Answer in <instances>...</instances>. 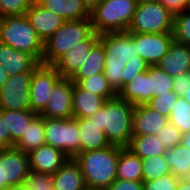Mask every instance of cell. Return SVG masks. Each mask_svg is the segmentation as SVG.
Listing matches in <instances>:
<instances>
[{
  "label": "cell",
  "instance_id": "39",
  "mask_svg": "<svg viewBox=\"0 0 190 190\" xmlns=\"http://www.w3.org/2000/svg\"><path fill=\"white\" fill-rule=\"evenodd\" d=\"M31 3L30 0H0V17L25 14Z\"/></svg>",
  "mask_w": 190,
  "mask_h": 190
},
{
  "label": "cell",
  "instance_id": "28",
  "mask_svg": "<svg viewBox=\"0 0 190 190\" xmlns=\"http://www.w3.org/2000/svg\"><path fill=\"white\" fill-rule=\"evenodd\" d=\"M45 142V129L44 117L37 115L28 125L27 130L24 132L20 140L13 146L14 148L30 153L32 150L37 149Z\"/></svg>",
  "mask_w": 190,
  "mask_h": 190
},
{
  "label": "cell",
  "instance_id": "41",
  "mask_svg": "<svg viewBox=\"0 0 190 190\" xmlns=\"http://www.w3.org/2000/svg\"><path fill=\"white\" fill-rule=\"evenodd\" d=\"M106 190H143V182L116 179Z\"/></svg>",
  "mask_w": 190,
  "mask_h": 190
},
{
  "label": "cell",
  "instance_id": "36",
  "mask_svg": "<svg viewBox=\"0 0 190 190\" xmlns=\"http://www.w3.org/2000/svg\"><path fill=\"white\" fill-rule=\"evenodd\" d=\"M178 97L177 93L174 90H171L152 97L147 105L161 115H166L168 117Z\"/></svg>",
  "mask_w": 190,
  "mask_h": 190
},
{
  "label": "cell",
  "instance_id": "51",
  "mask_svg": "<svg viewBox=\"0 0 190 190\" xmlns=\"http://www.w3.org/2000/svg\"><path fill=\"white\" fill-rule=\"evenodd\" d=\"M137 4H147V3H154L159 2V0H136Z\"/></svg>",
  "mask_w": 190,
  "mask_h": 190
},
{
  "label": "cell",
  "instance_id": "13",
  "mask_svg": "<svg viewBox=\"0 0 190 190\" xmlns=\"http://www.w3.org/2000/svg\"><path fill=\"white\" fill-rule=\"evenodd\" d=\"M73 82L61 78L52 88L49 101L39 114L46 118H71L73 114Z\"/></svg>",
  "mask_w": 190,
  "mask_h": 190
},
{
  "label": "cell",
  "instance_id": "6",
  "mask_svg": "<svg viewBox=\"0 0 190 190\" xmlns=\"http://www.w3.org/2000/svg\"><path fill=\"white\" fill-rule=\"evenodd\" d=\"M93 32L90 18L65 21L44 43L41 64L54 65L71 47L85 41Z\"/></svg>",
  "mask_w": 190,
  "mask_h": 190
},
{
  "label": "cell",
  "instance_id": "49",
  "mask_svg": "<svg viewBox=\"0 0 190 190\" xmlns=\"http://www.w3.org/2000/svg\"><path fill=\"white\" fill-rule=\"evenodd\" d=\"M7 190H29V188L24 183L13 187H9Z\"/></svg>",
  "mask_w": 190,
  "mask_h": 190
},
{
  "label": "cell",
  "instance_id": "22",
  "mask_svg": "<svg viewBox=\"0 0 190 190\" xmlns=\"http://www.w3.org/2000/svg\"><path fill=\"white\" fill-rule=\"evenodd\" d=\"M52 177L54 190H85L87 188L81 168L74 158H69Z\"/></svg>",
  "mask_w": 190,
  "mask_h": 190
},
{
  "label": "cell",
  "instance_id": "18",
  "mask_svg": "<svg viewBox=\"0 0 190 190\" xmlns=\"http://www.w3.org/2000/svg\"><path fill=\"white\" fill-rule=\"evenodd\" d=\"M0 64L7 74L12 76L23 72H33L41 63L28 53L0 43Z\"/></svg>",
  "mask_w": 190,
  "mask_h": 190
},
{
  "label": "cell",
  "instance_id": "45",
  "mask_svg": "<svg viewBox=\"0 0 190 190\" xmlns=\"http://www.w3.org/2000/svg\"><path fill=\"white\" fill-rule=\"evenodd\" d=\"M176 190H190V179L179 178Z\"/></svg>",
  "mask_w": 190,
  "mask_h": 190
},
{
  "label": "cell",
  "instance_id": "38",
  "mask_svg": "<svg viewBox=\"0 0 190 190\" xmlns=\"http://www.w3.org/2000/svg\"><path fill=\"white\" fill-rule=\"evenodd\" d=\"M156 135L167 149L182 144L183 133L169 121Z\"/></svg>",
  "mask_w": 190,
  "mask_h": 190
},
{
  "label": "cell",
  "instance_id": "42",
  "mask_svg": "<svg viewBox=\"0 0 190 190\" xmlns=\"http://www.w3.org/2000/svg\"><path fill=\"white\" fill-rule=\"evenodd\" d=\"M190 86V72L181 73L178 76L173 77V90L178 96H183L184 91Z\"/></svg>",
  "mask_w": 190,
  "mask_h": 190
},
{
  "label": "cell",
  "instance_id": "17",
  "mask_svg": "<svg viewBox=\"0 0 190 190\" xmlns=\"http://www.w3.org/2000/svg\"><path fill=\"white\" fill-rule=\"evenodd\" d=\"M166 115H161L147 104L137 105L133 108V135H155L168 122Z\"/></svg>",
  "mask_w": 190,
  "mask_h": 190
},
{
  "label": "cell",
  "instance_id": "12",
  "mask_svg": "<svg viewBox=\"0 0 190 190\" xmlns=\"http://www.w3.org/2000/svg\"><path fill=\"white\" fill-rule=\"evenodd\" d=\"M128 33L135 42L138 55L143 58L150 66H154L159 63L174 41L172 32Z\"/></svg>",
  "mask_w": 190,
  "mask_h": 190
},
{
  "label": "cell",
  "instance_id": "27",
  "mask_svg": "<svg viewBox=\"0 0 190 190\" xmlns=\"http://www.w3.org/2000/svg\"><path fill=\"white\" fill-rule=\"evenodd\" d=\"M105 52L103 45L98 41L90 50L87 58L78 69L71 81L77 84L81 79L89 78L98 73H104Z\"/></svg>",
  "mask_w": 190,
  "mask_h": 190
},
{
  "label": "cell",
  "instance_id": "11",
  "mask_svg": "<svg viewBox=\"0 0 190 190\" xmlns=\"http://www.w3.org/2000/svg\"><path fill=\"white\" fill-rule=\"evenodd\" d=\"M61 75L53 65L40 64L32 73L30 80V102L32 111L40 114L49 101V95Z\"/></svg>",
  "mask_w": 190,
  "mask_h": 190
},
{
  "label": "cell",
  "instance_id": "8",
  "mask_svg": "<svg viewBox=\"0 0 190 190\" xmlns=\"http://www.w3.org/2000/svg\"><path fill=\"white\" fill-rule=\"evenodd\" d=\"M174 14L161 3L137 4L127 32L166 33L173 32Z\"/></svg>",
  "mask_w": 190,
  "mask_h": 190
},
{
  "label": "cell",
  "instance_id": "48",
  "mask_svg": "<svg viewBox=\"0 0 190 190\" xmlns=\"http://www.w3.org/2000/svg\"><path fill=\"white\" fill-rule=\"evenodd\" d=\"M182 144L190 150V132L183 134Z\"/></svg>",
  "mask_w": 190,
  "mask_h": 190
},
{
  "label": "cell",
  "instance_id": "43",
  "mask_svg": "<svg viewBox=\"0 0 190 190\" xmlns=\"http://www.w3.org/2000/svg\"><path fill=\"white\" fill-rule=\"evenodd\" d=\"M188 2L189 0H159L174 15L187 11Z\"/></svg>",
  "mask_w": 190,
  "mask_h": 190
},
{
  "label": "cell",
  "instance_id": "14",
  "mask_svg": "<svg viewBox=\"0 0 190 190\" xmlns=\"http://www.w3.org/2000/svg\"><path fill=\"white\" fill-rule=\"evenodd\" d=\"M100 34L93 32L85 41L71 47L53 66L62 78L71 79L81 67Z\"/></svg>",
  "mask_w": 190,
  "mask_h": 190
},
{
  "label": "cell",
  "instance_id": "16",
  "mask_svg": "<svg viewBox=\"0 0 190 190\" xmlns=\"http://www.w3.org/2000/svg\"><path fill=\"white\" fill-rule=\"evenodd\" d=\"M69 157L62 151L44 144L29 153L30 169L47 174H55Z\"/></svg>",
  "mask_w": 190,
  "mask_h": 190
},
{
  "label": "cell",
  "instance_id": "9",
  "mask_svg": "<svg viewBox=\"0 0 190 190\" xmlns=\"http://www.w3.org/2000/svg\"><path fill=\"white\" fill-rule=\"evenodd\" d=\"M29 171L28 153L14 147L0 151V190L24 184Z\"/></svg>",
  "mask_w": 190,
  "mask_h": 190
},
{
  "label": "cell",
  "instance_id": "7",
  "mask_svg": "<svg viewBox=\"0 0 190 190\" xmlns=\"http://www.w3.org/2000/svg\"><path fill=\"white\" fill-rule=\"evenodd\" d=\"M45 142L67 157L75 158L80 153L77 118L44 117Z\"/></svg>",
  "mask_w": 190,
  "mask_h": 190
},
{
  "label": "cell",
  "instance_id": "47",
  "mask_svg": "<svg viewBox=\"0 0 190 190\" xmlns=\"http://www.w3.org/2000/svg\"><path fill=\"white\" fill-rule=\"evenodd\" d=\"M101 0H83L84 4L91 11Z\"/></svg>",
  "mask_w": 190,
  "mask_h": 190
},
{
  "label": "cell",
  "instance_id": "34",
  "mask_svg": "<svg viewBox=\"0 0 190 190\" xmlns=\"http://www.w3.org/2000/svg\"><path fill=\"white\" fill-rule=\"evenodd\" d=\"M149 79L153 97L173 90V77L157 65L149 66Z\"/></svg>",
  "mask_w": 190,
  "mask_h": 190
},
{
  "label": "cell",
  "instance_id": "50",
  "mask_svg": "<svg viewBox=\"0 0 190 190\" xmlns=\"http://www.w3.org/2000/svg\"><path fill=\"white\" fill-rule=\"evenodd\" d=\"M189 104H190V86L184 91V95L182 96Z\"/></svg>",
  "mask_w": 190,
  "mask_h": 190
},
{
  "label": "cell",
  "instance_id": "4",
  "mask_svg": "<svg viewBox=\"0 0 190 190\" xmlns=\"http://www.w3.org/2000/svg\"><path fill=\"white\" fill-rule=\"evenodd\" d=\"M0 43L32 55L42 63L44 43L25 14L7 15L0 19Z\"/></svg>",
  "mask_w": 190,
  "mask_h": 190
},
{
  "label": "cell",
  "instance_id": "1",
  "mask_svg": "<svg viewBox=\"0 0 190 190\" xmlns=\"http://www.w3.org/2000/svg\"><path fill=\"white\" fill-rule=\"evenodd\" d=\"M99 41L105 52L104 75L117 94L136 75L148 70L150 65L138 55L127 31L100 34Z\"/></svg>",
  "mask_w": 190,
  "mask_h": 190
},
{
  "label": "cell",
  "instance_id": "24",
  "mask_svg": "<svg viewBox=\"0 0 190 190\" xmlns=\"http://www.w3.org/2000/svg\"><path fill=\"white\" fill-rule=\"evenodd\" d=\"M80 139V153L100 150L110 146L105 132L88 118H77Z\"/></svg>",
  "mask_w": 190,
  "mask_h": 190
},
{
  "label": "cell",
  "instance_id": "19",
  "mask_svg": "<svg viewBox=\"0 0 190 190\" xmlns=\"http://www.w3.org/2000/svg\"><path fill=\"white\" fill-rule=\"evenodd\" d=\"M157 66L171 77L190 72V46L173 41Z\"/></svg>",
  "mask_w": 190,
  "mask_h": 190
},
{
  "label": "cell",
  "instance_id": "15",
  "mask_svg": "<svg viewBox=\"0 0 190 190\" xmlns=\"http://www.w3.org/2000/svg\"><path fill=\"white\" fill-rule=\"evenodd\" d=\"M25 15L43 43L49 40L65 22L61 16L44 9L37 2L31 3Z\"/></svg>",
  "mask_w": 190,
  "mask_h": 190
},
{
  "label": "cell",
  "instance_id": "3",
  "mask_svg": "<svg viewBox=\"0 0 190 190\" xmlns=\"http://www.w3.org/2000/svg\"><path fill=\"white\" fill-rule=\"evenodd\" d=\"M118 157L119 146L110 145L79 153L74 160L81 168L87 188L106 190L117 179Z\"/></svg>",
  "mask_w": 190,
  "mask_h": 190
},
{
  "label": "cell",
  "instance_id": "30",
  "mask_svg": "<svg viewBox=\"0 0 190 190\" xmlns=\"http://www.w3.org/2000/svg\"><path fill=\"white\" fill-rule=\"evenodd\" d=\"M164 158L170 167L171 174L178 178L190 177V150L183 144L167 149Z\"/></svg>",
  "mask_w": 190,
  "mask_h": 190
},
{
  "label": "cell",
  "instance_id": "31",
  "mask_svg": "<svg viewBox=\"0 0 190 190\" xmlns=\"http://www.w3.org/2000/svg\"><path fill=\"white\" fill-rule=\"evenodd\" d=\"M77 84L82 89L104 97L106 100L117 97V93L110 86L104 73H98L89 78L81 79Z\"/></svg>",
  "mask_w": 190,
  "mask_h": 190
},
{
  "label": "cell",
  "instance_id": "44",
  "mask_svg": "<svg viewBox=\"0 0 190 190\" xmlns=\"http://www.w3.org/2000/svg\"><path fill=\"white\" fill-rule=\"evenodd\" d=\"M9 147H11L10 132L7 129L6 123L3 121L0 109V151Z\"/></svg>",
  "mask_w": 190,
  "mask_h": 190
},
{
  "label": "cell",
  "instance_id": "46",
  "mask_svg": "<svg viewBox=\"0 0 190 190\" xmlns=\"http://www.w3.org/2000/svg\"><path fill=\"white\" fill-rule=\"evenodd\" d=\"M9 78L5 68L0 64V88L3 86L5 81Z\"/></svg>",
  "mask_w": 190,
  "mask_h": 190
},
{
  "label": "cell",
  "instance_id": "2",
  "mask_svg": "<svg viewBox=\"0 0 190 190\" xmlns=\"http://www.w3.org/2000/svg\"><path fill=\"white\" fill-rule=\"evenodd\" d=\"M133 108L131 103L117 96L107 100L104 106L88 119L105 132L110 145L128 147L133 136Z\"/></svg>",
  "mask_w": 190,
  "mask_h": 190
},
{
  "label": "cell",
  "instance_id": "21",
  "mask_svg": "<svg viewBox=\"0 0 190 190\" xmlns=\"http://www.w3.org/2000/svg\"><path fill=\"white\" fill-rule=\"evenodd\" d=\"M44 9L61 16L65 21L90 18V10L83 0H38Z\"/></svg>",
  "mask_w": 190,
  "mask_h": 190
},
{
  "label": "cell",
  "instance_id": "40",
  "mask_svg": "<svg viewBox=\"0 0 190 190\" xmlns=\"http://www.w3.org/2000/svg\"><path fill=\"white\" fill-rule=\"evenodd\" d=\"M178 181L179 178L170 173L155 180L142 181L143 190H176Z\"/></svg>",
  "mask_w": 190,
  "mask_h": 190
},
{
  "label": "cell",
  "instance_id": "29",
  "mask_svg": "<svg viewBox=\"0 0 190 190\" xmlns=\"http://www.w3.org/2000/svg\"><path fill=\"white\" fill-rule=\"evenodd\" d=\"M160 141L156 134L133 135L127 148L141 159L164 155L167 148Z\"/></svg>",
  "mask_w": 190,
  "mask_h": 190
},
{
  "label": "cell",
  "instance_id": "53",
  "mask_svg": "<svg viewBox=\"0 0 190 190\" xmlns=\"http://www.w3.org/2000/svg\"><path fill=\"white\" fill-rule=\"evenodd\" d=\"M85 190H101V189L86 188Z\"/></svg>",
  "mask_w": 190,
  "mask_h": 190
},
{
  "label": "cell",
  "instance_id": "23",
  "mask_svg": "<svg viewBox=\"0 0 190 190\" xmlns=\"http://www.w3.org/2000/svg\"><path fill=\"white\" fill-rule=\"evenodd\" d=\"M107 100L104 97L95 95L82 89L78 84L73 83V118H88L104 106Z\"/></svg>",
  "mask_w": 190,
  "mask_h": 190
},
{
  "label": "cell",
  "instance_id": "35",
  "mask_svg": "<svg viewBox=\"0 0 190 190\" xmlns=\"http://www.w3.org/2000/svg\"><path fill=\"white\" fill-rule=\"evenodd\" d=\"M174 41L190 46V13L184 11L174 15L173 23Z\"/></svg>",
  "mask_w": 190,
  "mask_h": 190
},
{
  "label": "cell",
  "instance_id": "5",
  "mask_svg": "<svg viewBox=\"0 0 190 190\" xmlns=\"http://www.w3.org/2000/svg\"><path fill=\"white\" fill-rule=\"evenodd\" d=\"M136 6V0H101L90 11L93 31L97 34L126 32Z\"/></svg>",
  "mask_w": 190,
  "mask_h": 190
},
{
  "label": "cell",
  "instance_id": "25",
  "mask_svg": "<svg viewBox=\"0 0 190 190\" xmlns=\"http://www.w3.org/2000/svg\"><path fill=\"white\" fill-rule=\"evenodd\" d=\"M3 121L10 132L11 147H13L27 130L28 125L38 115L32 110L1 109Z\"/></svg>",
  "mask_w": 190,
  "mask_h": 190
},
{
  "label": "cell",
  "instance_id": "52",
  "mask_svg": "<svg viewBox=\"0 0 190 190\" xmlns=\"http://www.w3.org/2000/svg\"><path fill=\"white\" fill-rule=\"evenodd\" d=\"M187 12H189V13H190V0H189V2H188Z\"/></svg>",
  "mask_w": 190,
  "mask_h": 190
},
{
  "label": "cell",
  "instance_id": "26",
  "mask_svg": "<svg viewBox=\"0 0 190 190\" xmlns=\"http://www.w3.org/2000/svg\"><path fill=\"white\" fill-rule=\"evenodd\" d=\"M117 179L142 181V159L127 147H119Z\"/></svg>",
  "mask_w": 190,
  "mask_h": 190
},
{
  "label": "cell",
  "instance_id": "33",
  "mask_svg": "<svg viewBox=\"0 0 190 190\" xmlns=\"http://www.w3.org/2000/svg\"><path fill=\"white\" fill-rule=\"evenodd\" d=\"M168 120L183 134L190 132V104L183 97L176 100Z\"/></svg>",
  "mask_w": 190,
  "mask_h": 190
},
{
  "label": "cell",
  "instance_id": "10",
  "mask_svg": "<svg viewBox=\"0 0 190 190\" xmlns=\"http://www.w3.org/2000/svg\"><path fill=\"white\" fill-rule=\"evenodd\" d=\"M33 72L9 76L0 88V109L32 110L30 80Z\"/></svg>",
  "mask_w": 190,
  "mask_h": 190
},
{
  "label": "cell",
  "instance_id": "20",
  "mask_svg": "<svg viewBox=\"0 0 190 190\" xmlns=\"http://www.w3.org/2000/svg\"><path fill=\"white\" fill-rule=\"evenodd\" d=\"M117 96L133 106L147 104L153 97L150 91L149 68L125 84Z\"/></svg>",
  "mask_w": 190,
  "mask_h": 190
},
{
  "label": "cell",
  "instance_id": "32",
  "mask_svg": "<svg viewBox=\"0 0 190 190\" xmlns=\"http://www.w3.org/2000/svg\"><path fill=\"white\" fill-rule=\"evenodd\" d=\"M170 173V167L163 155L142 159V181L155 180Z\"/></svg>",
  "mask_w": 190,
  "mask_h": 190
},
{
  "label": "cell",
  "instance_id": "37",
  "mask_svg": "<svg viewBox=\"0 0 190 190\" xmlns=\"http://www.w3.org/2000/svg\"><path fill=\"white\" fill-rule=\"evenodd\" d=\"M25 185L29 190H54L51 174L41 173L31 169L26 177Z\"/></svg>",
  "mask_w": 190,
  "mask_h": 190
}]
</instances>
